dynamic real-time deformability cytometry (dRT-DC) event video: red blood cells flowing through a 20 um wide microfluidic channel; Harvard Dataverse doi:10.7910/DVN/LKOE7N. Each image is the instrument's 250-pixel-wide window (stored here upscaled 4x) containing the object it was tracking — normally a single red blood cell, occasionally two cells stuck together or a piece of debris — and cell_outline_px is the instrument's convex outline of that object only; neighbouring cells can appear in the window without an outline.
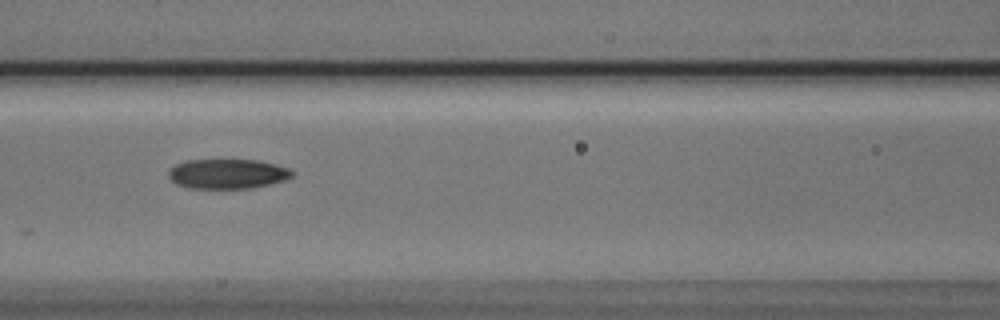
{"species": "Egyptian fruit bat (a non-hibernating species)", "species_latin": "Rousettus aegyptiacus", "temperature_condition": "cold", "stored_images_in_passage": 10, "camera_frame_rate_fps": 3000, "um_per_image_px": 0.085, "animal": {"sex": "male"}, "frame": {"image": 1, "passage_image": 7, "time_ms": 2.0, "image_size_px": [1000, 320], "cell_outline_px": [[296, 172], [292, 176], [284, 180], [252, 188], [188, 188], [176, 184], [168, 176], [168, 168], [176, 164], [188, 160], [256, 160], [276, 164], [288, 168]], "centroid_in_image_um": [19.32, 14.77], "position_along_channel_um": 147.3, "area_um2": 21.44}}
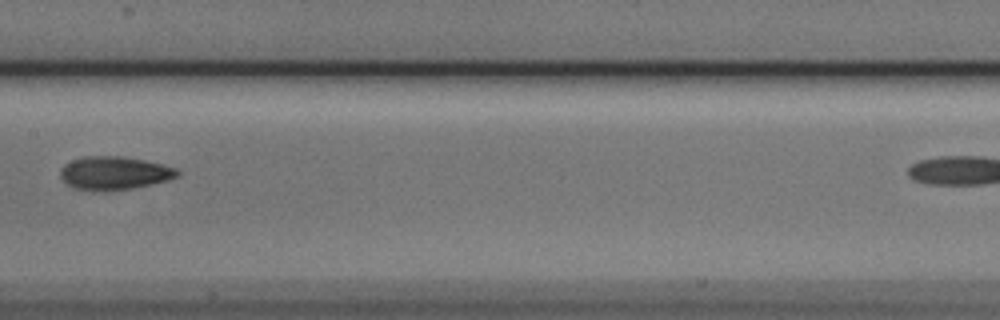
{"frame": {"image": 2, "passage_image": 8, "time_ms": 2.333, "image_size_px": [1000, 320], "cell_outline_px": [[180, 176], [168, 180], [152, 184], [132, 188], [72, 188], [60, 176], [60, 172], [64, 164], [72, 160], [84, 156], [120, 156], [144, 160], [176, 168], [180, 172]], "centroid_in_image_um": [9.75, 14.67], "position_along_channel_um": 197.6, "area_um2": 21.91}}
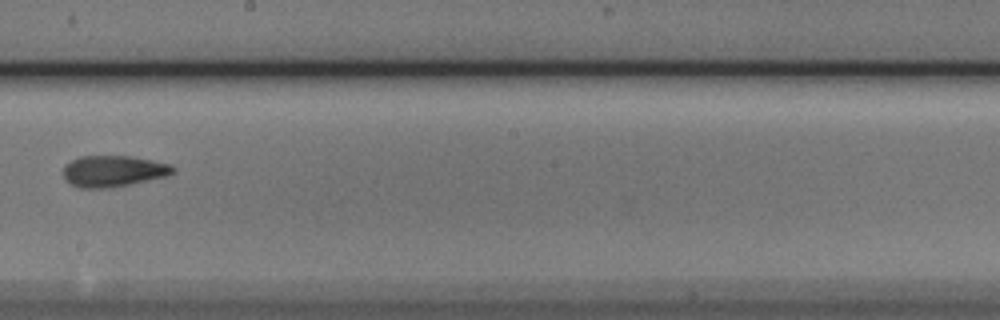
{"frame": {"image": 3, "passage_image": 10, "time_ms": 3.0, "image_size_px": [1000, 320], "cell_outline_px": [[176, 172], [168, 176], [112, 188], [80, 188], [64, 180], [64, 168], [72, 160], [80, 156], [132, 156], [172, 164], [176, 168]], "centroid_in_image_um": [9.69, 14.55], "position_along_channel_um": 238.5, "area_um2": 20.17}}